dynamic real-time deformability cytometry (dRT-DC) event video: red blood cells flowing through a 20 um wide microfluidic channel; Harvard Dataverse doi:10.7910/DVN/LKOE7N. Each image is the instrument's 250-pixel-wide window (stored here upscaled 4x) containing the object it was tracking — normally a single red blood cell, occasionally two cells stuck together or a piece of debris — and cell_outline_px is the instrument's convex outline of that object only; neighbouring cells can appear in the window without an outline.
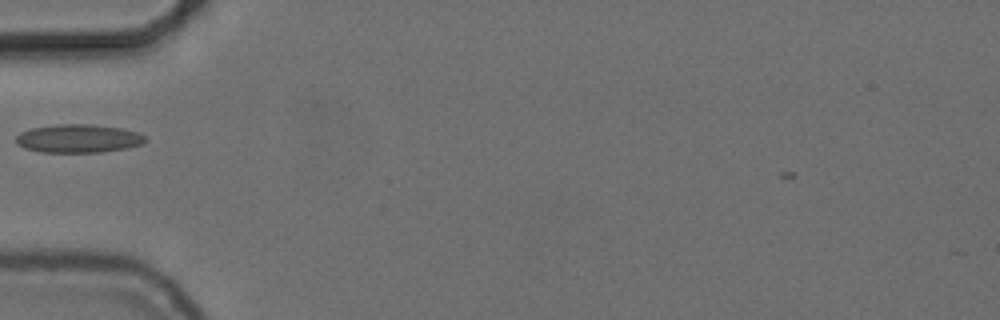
{"species": "common noctule bat (a hibernating species)", "species_latin": "Nyctalus noctula", "temperature_condition": "cold", "stored_images_in_passage": 4, "camera_frame_rate_fps": 3000, "um_per_image_px": 0.085, "animal": {"sex": "female", "body_mass_g": 24.6, "forearm_length_mm": 56.2}, "frame": {"image": 1, "passage_image": 2, "time_ms": 0.333, "image_size_px": [1000, 320], "cell_outline_px": [[148, 140], [140, 144], [124, 148], [100, 152], [40, 152], [24, 148], [16, 144], [16, 136], [20, 132], [32, 128], [56, 124], [92, 124], [120, 128], [136, 132], [144, 136]], "centroid_in_image_um": [6.61, 11.77], "position_along_channel_um": 78.4, "area_um2": 21.27}}